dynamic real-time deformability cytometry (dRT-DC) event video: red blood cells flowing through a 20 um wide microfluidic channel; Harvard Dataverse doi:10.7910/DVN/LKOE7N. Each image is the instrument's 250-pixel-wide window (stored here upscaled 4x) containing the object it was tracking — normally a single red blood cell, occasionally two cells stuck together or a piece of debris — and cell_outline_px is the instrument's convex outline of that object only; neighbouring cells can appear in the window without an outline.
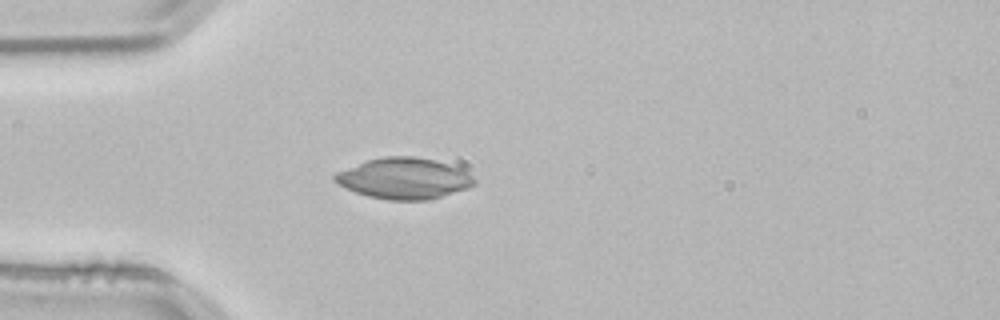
{"species": "common noctule bat (a hibernating species)", "species_latin": "Nyctalus noctula", "temperature_condition": "room temperature", "stored_images_in_passage": 39, "camera_frame_rate_fps": 3000, "um_per_image_px": 0.085, "animal": {"sex": "male", "body_mass_g": 21.5, "forearm_length_mm": 52.0}, "frame": {"image": 1, "passage_image": 1, "time_ms": 0.0, "image_size_px": [1000, 320], "cell_outline_px": [[476, 184], [468, 188], [428, 200], [388, 200], [368, 196], [344, 188], [336, 184], [332, 180], [332, 176], [336, 172], [368, 160], [384, 156], [416, 156], [436, 160], [460, 168], [472, 176], [476, 180]], "centroid_in_image_um": [34.32, 15.16], "position_along_channel_um": 50.7, "area_um2": 33.47}}
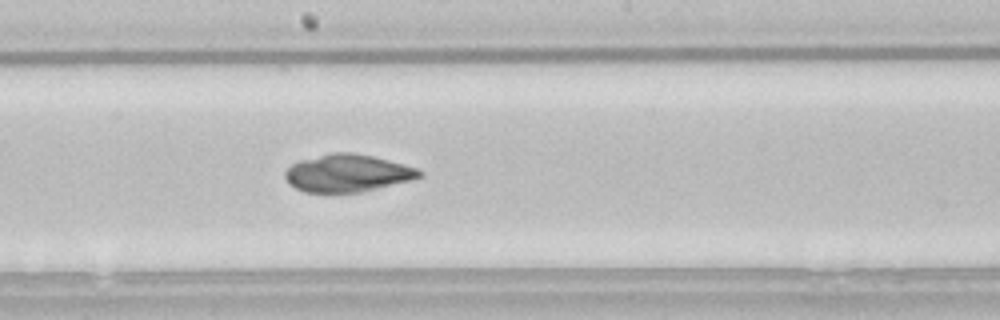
{"frame": {"image": 2, "passage_image": 15, "time_ms": 4.667, "image_size_px": [1000, 320], "cell_outline_px": [[424, 176], [360, 192], [304, 192], [288, 184], [284, 176], [284, 172], [292, 164], [300, 160], [332, 152], [352, 152], [372, 156], [416, 168], [424, 172]], "centroid_in_image_um": [29.49, 14.71], "position_along_channel_um": 218.7, "area_um2": 29.02}}
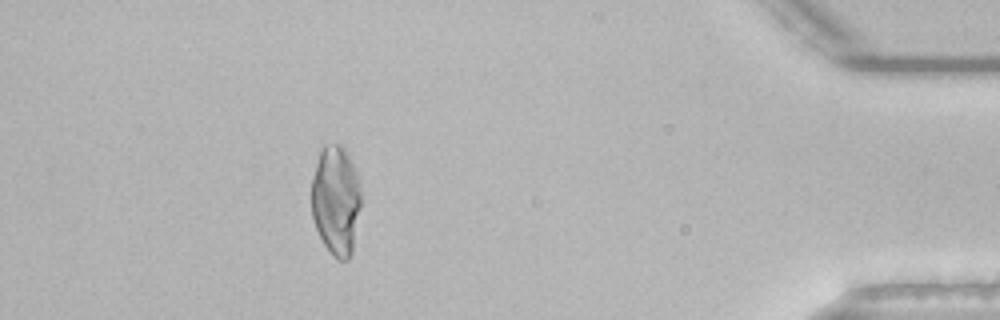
{"frame": {"image": 3, "passage_image": 34, "time_ms": 11.0, "image_size_px": [1000, 320], "cell_outline_px": [[360, 208], [352, 256], [348, 260], [336, 260], [332, 256], [324, 244], [316, 228], [312, 216], [312, 176], [320, 148], [324, 144], [340, 144], [344, 148], [352, 164], [360, 184]], "centroid_in_image_um": [28.55, 17.05], "position_along_channel_um": 406.7, "area_um2": 31.85}}